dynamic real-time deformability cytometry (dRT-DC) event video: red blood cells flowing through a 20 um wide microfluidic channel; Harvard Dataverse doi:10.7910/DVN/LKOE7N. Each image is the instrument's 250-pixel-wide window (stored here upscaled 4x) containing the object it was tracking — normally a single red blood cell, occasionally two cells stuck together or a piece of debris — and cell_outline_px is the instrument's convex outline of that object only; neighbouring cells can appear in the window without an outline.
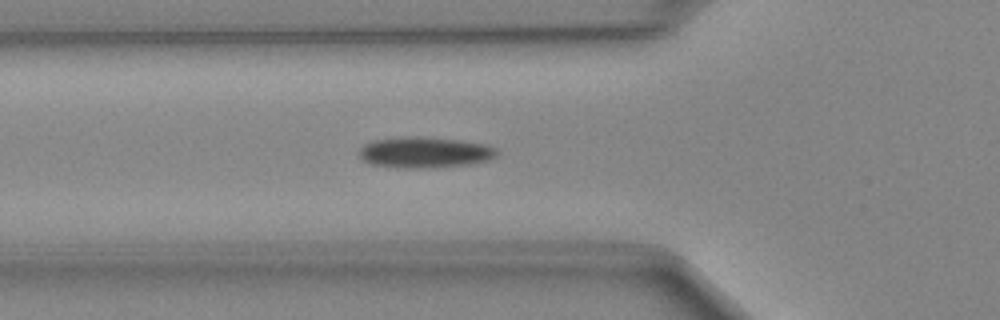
{"species": "Egyptian fruit bat (a non-hibernating species)", "species_latin": "Rousettus aegyptiacus", "temperature_condition": "cold", "stored_images_in_passage": 34, "camera_frame_rate_fps": 3000, "um_per_image_px": 0.085, "animal": {"sex": "female"}, "frame": {"image": 1, "passage_image": 2, "time_ms": 0.333, "image_size_px": [1000, 320], "cell_outline_px": [[496, 156], [488, 160], [464, 164], [416, 168], [404, 168], [372, 164], [364, 160], [360, 156], [360, 148], [364, 144], [372, 140], [404, 136], [420, 136], [460, 140], [488, 144], [496, 148]], "centroid_in_image_um": [36.08, 12.92], "position_along_channel_um": 89.7, "area_um2": 24.57}}
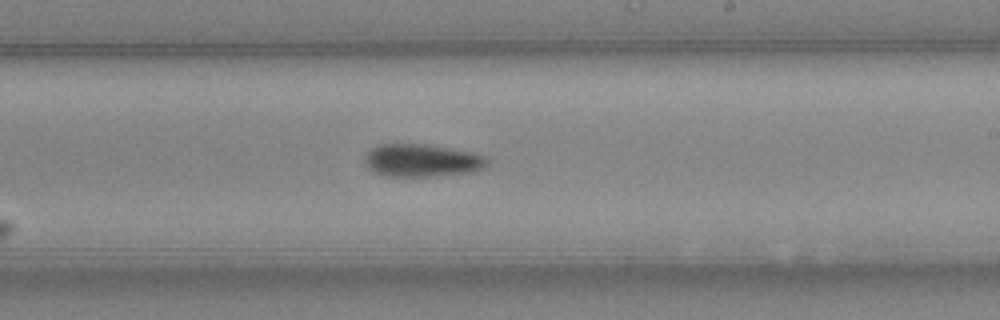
{"frame": {"image": 2, "passage_image": 14, "time_ms": 4.333, "image_size_px": [1000, 320], "cell_outline_px": [[488, 164], [484, 168], [472, 172], [428, 176], [384, 176], [368, 168], [364, 160], [364, 156], [376, 144], [424, 144], [472, 152], [484, 156], [488, 160]], "centroid_in_image_um": [35.84, 13.63], "position_along_channel_um": 253.2, "area_um2": 23.24}}
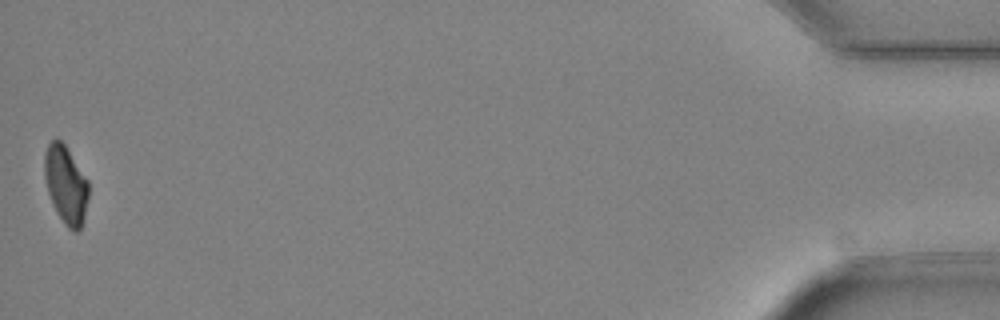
{"frame": {"image": 3, "passage_image": 34, "time_ms": 11.0, "image_size_px": [1000, 320], "cell_outline_px": [[88, 200], [84, 220], [80, 228], [76, 232], [68, 228], [52, 204], [48, 192], [44, 176], [44, 152], [48, 144], [52, 140], [60, 140], [64, 144], [88, 180]], "centroid_in_image_um": [5.59, 15.7], "position_along_channel_um": 429.6, "area_um2": 19.83}}